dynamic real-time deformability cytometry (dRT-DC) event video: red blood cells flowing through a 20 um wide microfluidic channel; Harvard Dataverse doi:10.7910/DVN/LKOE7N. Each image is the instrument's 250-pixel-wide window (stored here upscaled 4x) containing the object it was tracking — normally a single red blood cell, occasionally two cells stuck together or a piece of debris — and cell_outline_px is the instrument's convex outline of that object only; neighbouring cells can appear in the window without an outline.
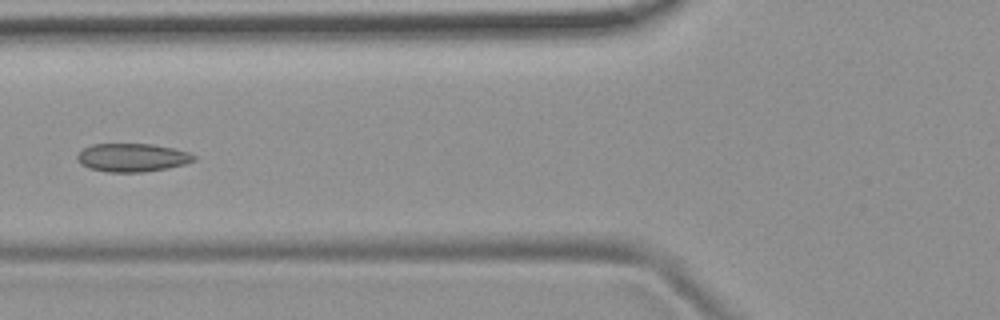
{"species": "common noctule bat (a hibernating species)", "species_latin": "Nyctalus noctula", "temperature_condition": "room temperature", "stored_images_in_passage": 6, "camera_frame_rate_fps": 3000, "um_per_image_px": 0.085, "animal": {"sex": "female", "body_mass_g": 19.9}, "frame": {"image": 1, "passage_image": 6, "time_ms": 6.667, "image_size_px": [1000, 320], "cell_outline_px": [[196, 160], [184, 164], [168, 168], [144, 172], [108, 172], [88, 168], [80, 164], [76, 156], [84, 148], [92, 144], [152, 144], [172, 148], [188, 152], [196, 156]], "centroid_in_image_um": [11.23, 13.4], "position_along_channel_um": 114.6, "area_um2": 19.25}}